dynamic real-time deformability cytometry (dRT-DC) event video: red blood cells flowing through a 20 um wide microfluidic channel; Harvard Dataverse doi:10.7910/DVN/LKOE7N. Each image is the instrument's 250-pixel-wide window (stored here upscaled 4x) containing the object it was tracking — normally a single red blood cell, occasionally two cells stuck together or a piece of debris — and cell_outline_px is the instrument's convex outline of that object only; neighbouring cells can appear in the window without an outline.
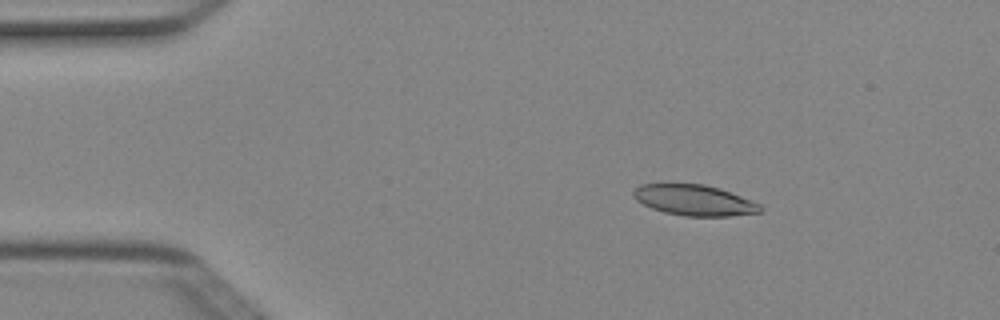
{"species": "Egyptian fruit bat (a non-hibernating species)", "species_latin": "Rousettus aegyptiacus", "temperature_condition": "cold", "stored_images_in_passage": 6, "camera_frame_rate_fps": 3000, "um_per_image_px": 0.085, "animal": {"sex": "female"}, "frame": {"image": 1, "passage_image": 3, "time_ms": 0.667, "image_size_px": [1000, 320], "cell_outline_px": [[764, 208], [760, 212], [728, 216], [684, 216], [664, 212], [652, 208], [636, 200], [632, 196], [632, 192], [640, 184], [664, 180], [704, 184], [720, 188], [760, 204]], "centroid_in_image_um": [58.92, 16.96], "position_along_channel_um": 26.1, "area_um2": 23.52}}
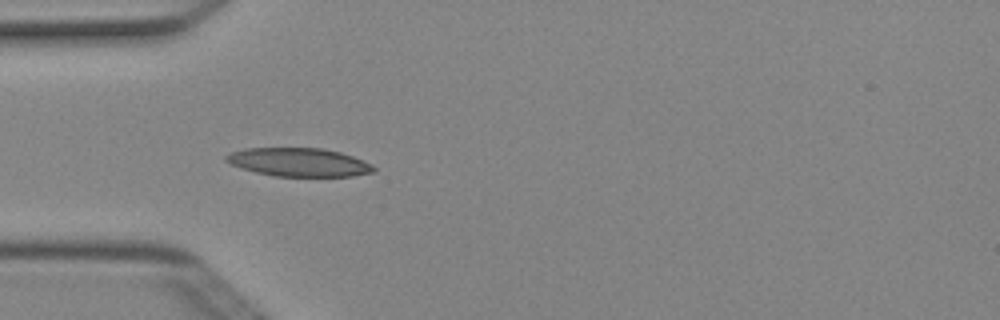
{"frame": {"image": 2, "passage_image": 5, "time_ms": 1.333, "image_size_px": [1000, 320], "cell_outline_px": [[376, 172], [352, 176], [272, 176], [240, 168], [228, 164], [224, 160], [224, 156], [232, 152], [244, 148], [320, 148], [340, 152], [352, 156], [372, 164], [376, 168]], "centroid_in_image_um": [25.38, 13.79], "position_along_channel_um": 59.6, "area_um2": 24.62}}
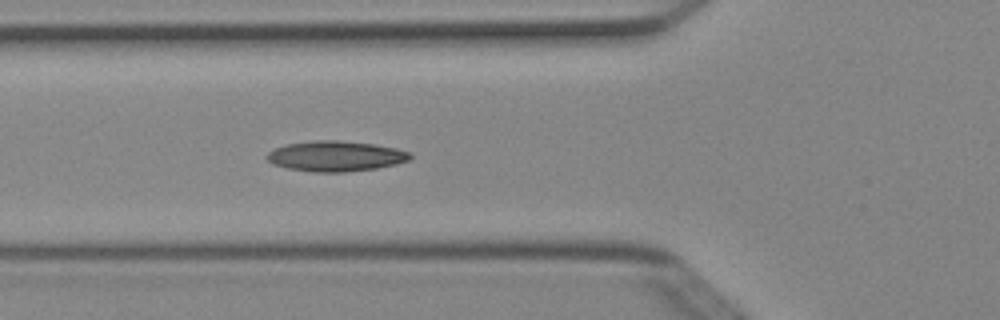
{"frame": {"image": 3, "passage_image": 6, "time_ms": 1.667, "image_size_px": [1000, 320], "cell_outline_px": [[412, 156], [408, 160], [396, 164], [376, 168], [344, 172], [312, 172], [288, 168], [272, 164], [264, 156], [272, 148], [288, 144], [312, 140], [336, 140], [376, 144], [396, 148], [408, 152]], "centroid_in_image_um": [28.48, 13.27], "position_along_channel_um": 97.3, "area_um2": 25.43}}